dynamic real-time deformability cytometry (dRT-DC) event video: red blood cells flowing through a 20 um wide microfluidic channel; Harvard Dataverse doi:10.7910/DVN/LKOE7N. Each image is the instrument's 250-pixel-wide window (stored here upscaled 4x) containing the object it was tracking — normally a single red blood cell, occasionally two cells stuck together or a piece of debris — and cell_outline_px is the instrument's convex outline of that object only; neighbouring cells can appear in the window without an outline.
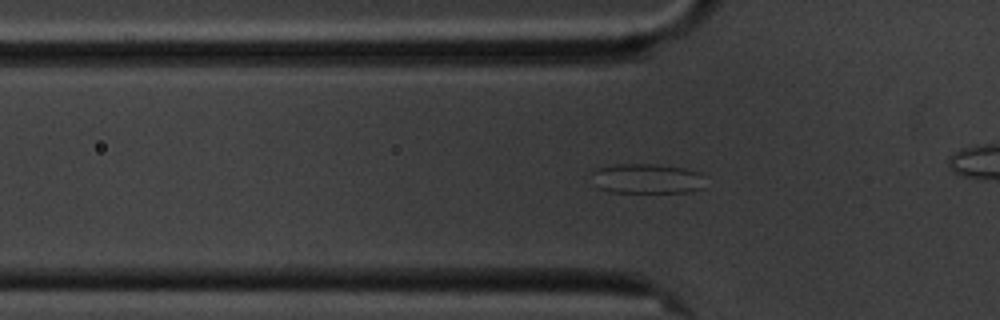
{"species": "common noctule bat (a hibernating species)", "species_latin": "Nyctalus noctula", "temperature_condition": "cold", "stored_images_in_passage": 59, "camera_frame_rate_fps": 3000, "um_per_image_px": 0.085, "animal": {"sex": "male", "body_mass_g": 20.1, "forearm_length_mm": 53.5}, "frame": {"image": 1, "passage_image": 18, "time_ms": 5.667, "image_size_px": [1000, 320], "cell_outline_px": [[704, 188], [692, 192], [612, 192], [600, 188], [592, 172], [596, 168], [616, 164], [656, 164], [684, 168], [700, 172]], "centroid_in_image_um": [55.04, 15.18], "position_along_channel_um": 70.8, "area_um2": 19.59}}
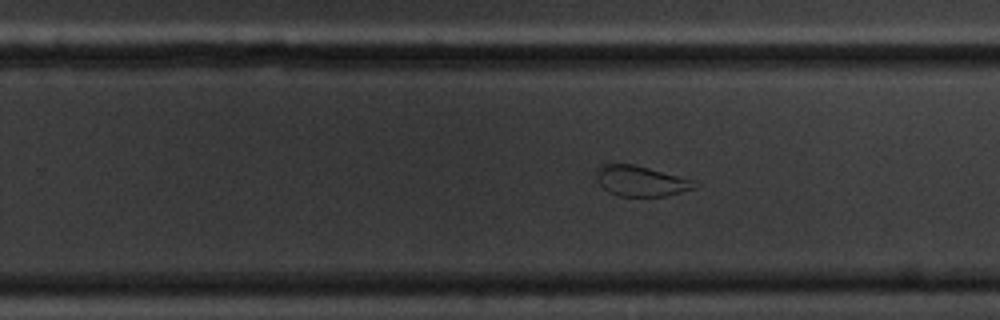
{"frame": {"image": 2, "passage_image": 36, "time_ms": 11.667, "image_size_px": [1000, 320], "cell_outline_px": [[700, 184], [696, 188], [664, 196], [620, 196], [608, 192], [600, 184], [596, 176], [596, 172], [600, 164], [632, 164], [648, 168], [692, 180]], "centroid_in_image_um": [54.46, 15.39], "position_along_channel_um": 275.3, "area_um2": 17.17}}
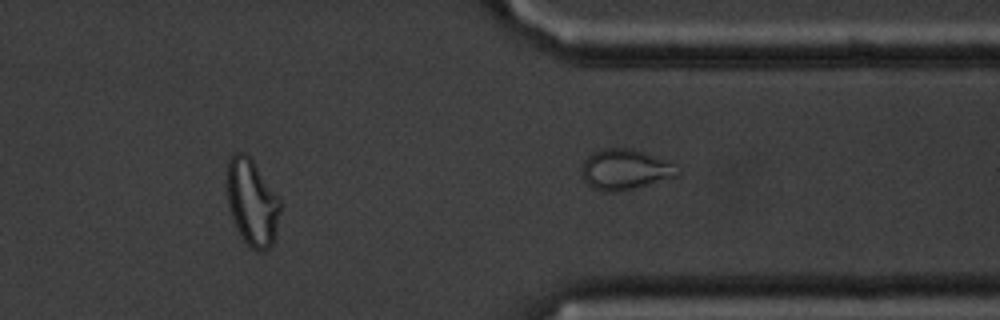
{"frame": {"image": 3, "passage_image": 48, "time_ms": 15.667, "image_size_px": [1000, 320], "cell_outline_px": [[280, 212], [276, 236], [272, 244], [264, 252], [256, 252], [248, 248], [236, 228], [228, 204], [228, 160], [236, 152], [244, 152], [252, 160], [280, 196]], "centroid_in_image_um": [21.46, 17.26], "position_along_channel_um": 389.9, "area_um2": 27.05}, "authors_computed_cell_mechanics": {"area_um2": 24.9118, "velocity_mm_per_s": 3.4057, "shape_relaxation_time_tau1_ms": null, "shape_relaxation_time_tau2_ms": 0.8928, "deformation_change_tau1": null, "deformation_change_tau2": 0.047}}